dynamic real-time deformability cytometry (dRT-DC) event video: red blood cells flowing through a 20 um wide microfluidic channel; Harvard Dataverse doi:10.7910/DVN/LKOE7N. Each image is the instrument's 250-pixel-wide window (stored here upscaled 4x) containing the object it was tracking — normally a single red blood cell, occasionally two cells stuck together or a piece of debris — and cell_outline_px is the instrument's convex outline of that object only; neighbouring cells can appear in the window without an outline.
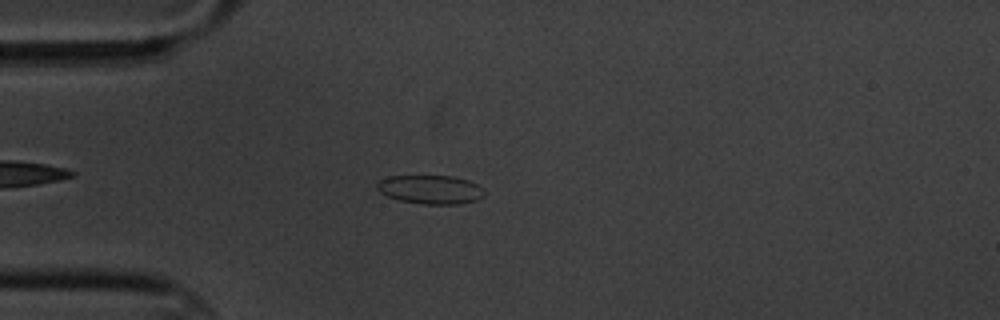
{"species": "common noctule bat (a hibernating species)", "species_latin": "Nyctalus noctula", "temperature_condition": "cold", "stored_images_in_passage": 3, "camera_frame_rate_fps": 3000, "um_per_image_px": 0.085, "animal": {"sex": "male", "body_mass_g": 20.1, "forearm_length_mm": 53.5}, "frame": {"image": 1, "passage_image": 2, "time_ms": 1.333, "image_size_px": [1000, 320], "cell_outline_px": [[484, 196], [476, 200], [460, 204], [424, 204], [400, 200], [388, 196], [380, 192], [376, 188], [376, 184], [380, 180], [388, 176], [452, 176], [468, 180], [476, 184], [484, 192]], "centroid_in_image_um": [36.57, 16.11], "position_along_channel_um": 48.4, "area_um2": 17.86}}